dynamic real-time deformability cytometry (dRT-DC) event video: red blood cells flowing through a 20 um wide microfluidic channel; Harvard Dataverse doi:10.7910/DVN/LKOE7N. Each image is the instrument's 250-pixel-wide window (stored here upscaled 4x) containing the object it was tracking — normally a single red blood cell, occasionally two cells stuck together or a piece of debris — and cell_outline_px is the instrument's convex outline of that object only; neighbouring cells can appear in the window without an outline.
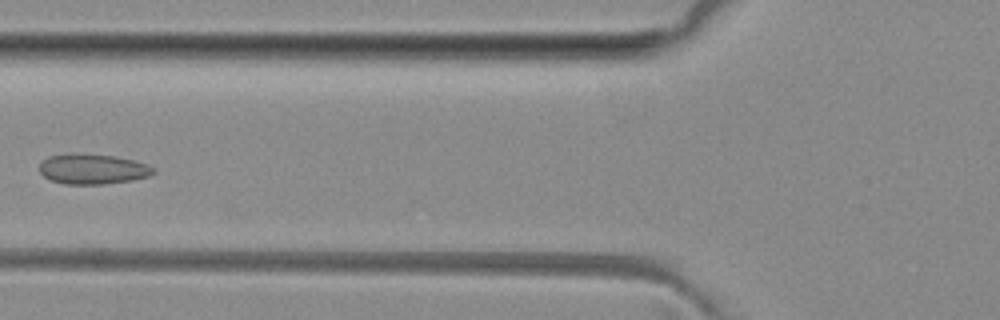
{"species": "common noctule bat (a hibernating species)", "species_latin": "Nyctalus noctula", "temperature_condition": "room temperature", "stored_images_in_passage": 6, "camera_frame_rate_fps": 3000, "um_per_image_px": 0.085, "animal": {"sex": "female", "body_mass_g": 29.2, "forearm_length_mm": 56.3}, "frame": {"image": 1, "passage_image": 5, "time_ms": 5.667, "image_size_px": [1000, 320], "cell_outline_px": [[156, 172], [148, 176], [132, 180], [104, 184], [64, 184], [52, 180], [44, 176], [40, 172], [40, 164], [48, 156], [72, 152], [76, 152], [112, 156], [132, 160], [148, 164], [156, 168]], "centroid_in_image_um": [7.88, 14.36], "position_along_channel_um": 117.9, "area_um2": 20.17}}
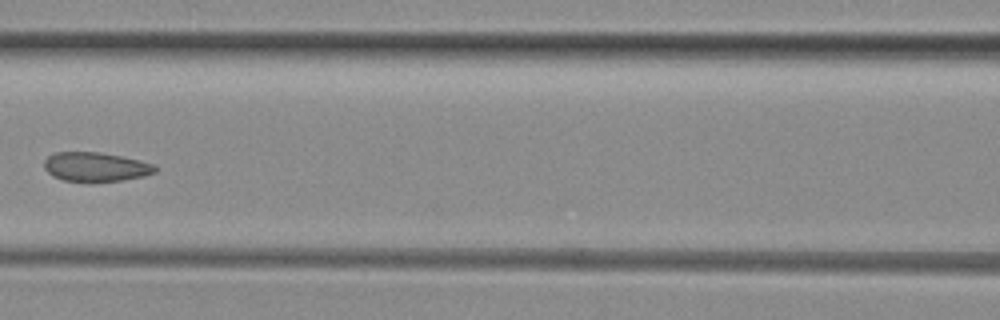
{"frame": {"image": 2, "passage_image": 6, "time_ms": 6.667, "image_size_px": [1000, 320], "cell_outline_px": [[156, 172], [144, 176], [124, 180], [92, 184], [64, 180], [52, 176], [44, 168], [44, 160], [48, 156], [56, 152], [100, 152], [140, 160], [156, 164]], "centroid_in_image_um": [8.14, 14.22], "position_along_channel_um": 158.5, "area_um2": 19.48}}